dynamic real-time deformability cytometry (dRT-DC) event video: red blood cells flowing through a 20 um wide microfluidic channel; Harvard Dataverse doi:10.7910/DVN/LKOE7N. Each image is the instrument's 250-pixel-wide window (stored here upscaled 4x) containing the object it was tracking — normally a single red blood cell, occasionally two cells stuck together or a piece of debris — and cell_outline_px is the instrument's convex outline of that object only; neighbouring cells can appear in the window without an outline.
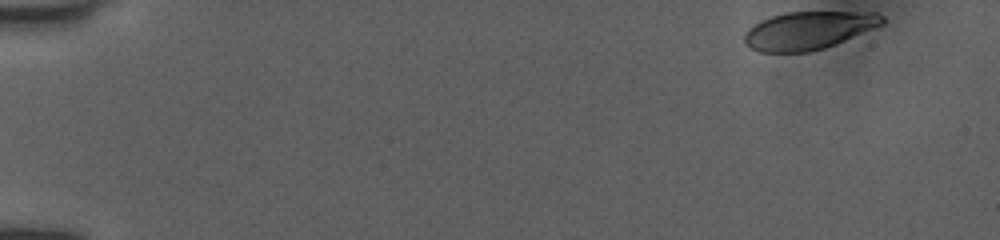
{"species": "human", "species_latin": "Homo sapiens", "temperature_condition": "room temperature", "stored_images_in_passage": 15, "camera_frame_rate_fps": 3000, "um_per_image_px": 0.085, "donor": {"sex": "female"}, "frame": {"image": 1, "passage_image": 1, "time_ms": 0.0, "image_size_px": [1000, 240], "cell_outline_px": [[884, 24], [836, 44], [824, 48], [808, 52], [760, 52], [744, 44], [744, 32], [752, 24], [760, 20], [772, 16], [788, 12], [876, 12], [884, 16]], "centroid_in_image_um": [68.71, 2.58], "position_along_channel_um": 16.3, "area_um2": 30.63}}
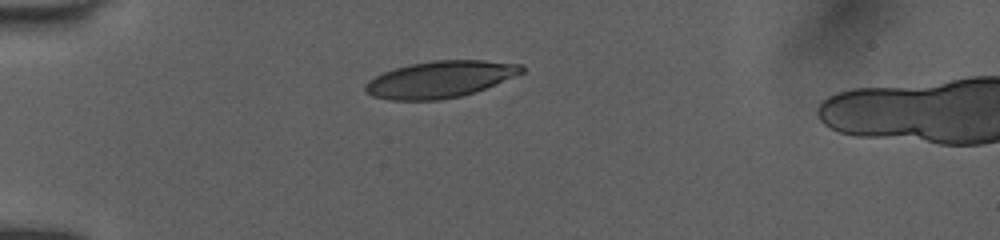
{"frame": {"image": 2, "passage_image": 12, "time_ms": 3.667, "image_size_px": [1000, 240], "cell_outline_px": [[524, 72], [476, 92], [460, 96], [440, 100], [388, 100], [372, 96], [364, 92], [364, 84], [368, 80], [392, 68], [432, 60], [484, 60], [520, 64], [524, 68]], "centroid_in_image_um": [37.36, 6.75], "position_along_channel_um": 47.6, "area_um2": 33.52}}